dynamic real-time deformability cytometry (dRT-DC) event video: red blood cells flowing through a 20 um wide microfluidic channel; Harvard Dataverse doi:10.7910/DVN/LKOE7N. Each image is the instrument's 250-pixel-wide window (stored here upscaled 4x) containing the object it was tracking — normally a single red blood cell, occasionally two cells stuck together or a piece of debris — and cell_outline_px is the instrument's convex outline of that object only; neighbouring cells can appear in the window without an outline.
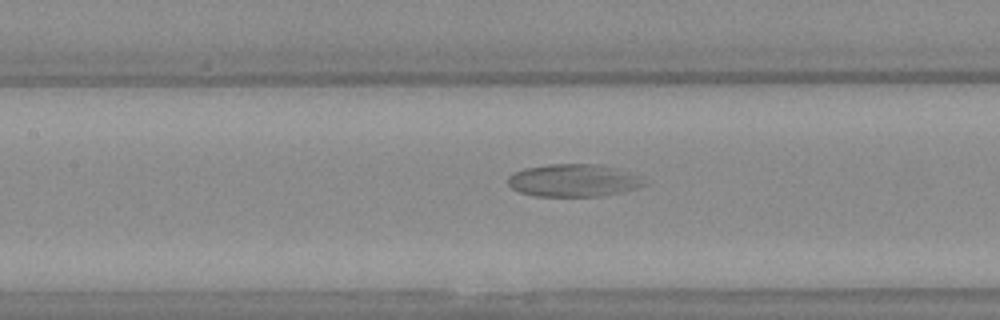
{"species": "Egyptian fruit bat (a non-hibernating species)", "species_latin": "Rousettus aegyptiacus", "temperature_condition": "warm", "stored_images_in_passage": 53, "camera_frame_rate_fps": 3000, "um_per_image_px": 0.085, "animal": {"sex": "female"}, "frame": {"image": 1, "passage_image": 25, "time_ms": 8.0, "image_size_px": [1000, 320], "cell_outline_px": [[648, 184], [636, 188], [620, 192], [600, 196], [536, 196], [520, 192], [512, 188], [508, 184], [508, 176], [524, 168], [548, 164], [600, 164], [616, 168], [636, 176]], "centroid_in_image_um": [48.71, 15.33], "position_along_channel_um": 158.7, "area_um2": 25.61}}
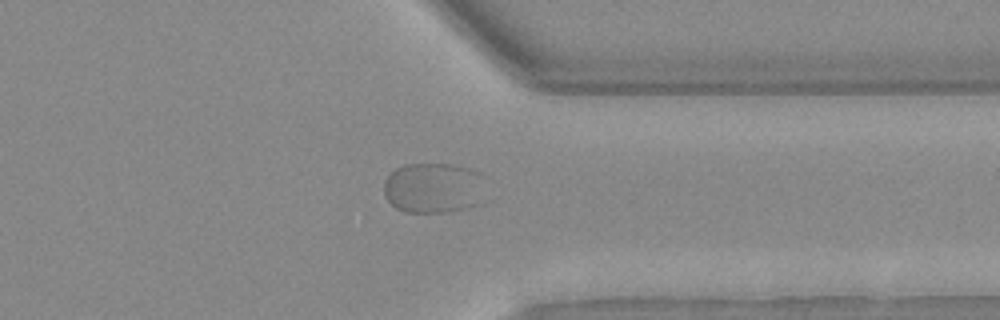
{"frame": {"image": 2, "passage_image": 42, "time_ms": 13.667, "image_size_px": [1000, 320], "cell_outline_px": [[480, 204], [468, 208], [452, 212], [408, 212], [396, 208], [388, 200], [384, 192], [384, 180], [396, 168], [404, 164], [452, 164], [468, 168], [480, 172]], "centroid_in_image_um": [36.8, 15.97], "position_along_channel_um": 374.6, "area_um2": 29.71}}
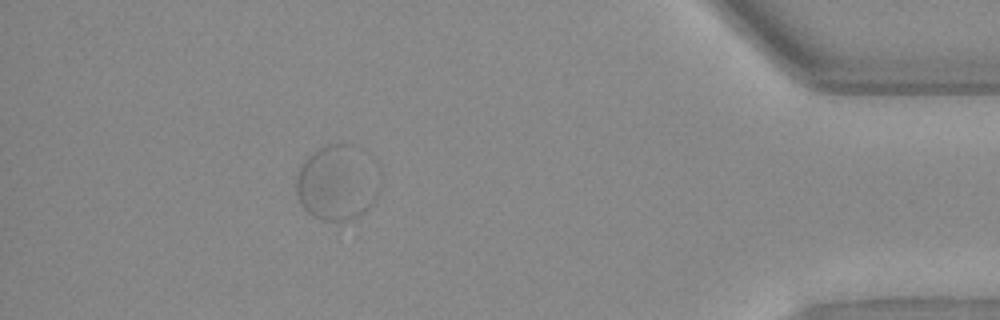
{"frame": {"image": 3, "passage_image": 48, "time_ms": 15.667, "image_size_px": [1000, 320], "cell_outline_px": [[380, 188], [372, 204], [364, 212], [356, 216], [344, 220], [320, 220], [312, 216], [304, 208], [300, 200], [296, 188], [296, 180], [300, 168], [304, 160], [316, 148], [328, 144], [348, 144], [376, 160], [380, 168]], "centroid_in_image_um": [28.72, 15.5], "position_along_channel_um": 406.5, "area_um2": 37.05}}